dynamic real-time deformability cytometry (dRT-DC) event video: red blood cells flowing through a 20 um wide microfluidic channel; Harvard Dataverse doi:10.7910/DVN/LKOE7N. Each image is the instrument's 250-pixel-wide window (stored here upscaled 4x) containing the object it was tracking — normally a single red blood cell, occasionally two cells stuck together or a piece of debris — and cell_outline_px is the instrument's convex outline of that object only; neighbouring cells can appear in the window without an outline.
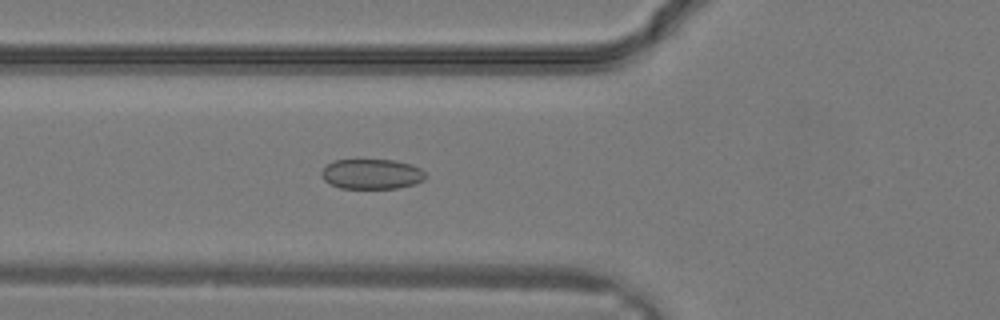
{"species": "common noctule bat (a hibernating species)", "species_latin": "Nyctalus noctula", "temperature_condition": "warm", "stored_images_in_passage": 16, "camera_frame_rate_fps": 3000, "um_per_image_px": 0.085, "animal": {"sex": "male", "body_mass_g": 19.2, "forearm_length_mm": 51.8}, "frame": {"image": 1, "passage_image": 12, "time_ms": 3.667, "image_size_px": [1000, 320], "cell_outline_px": [[424, 180], [416, 184], [396, 188], [340, 188], [324, 180], [320, 176], [320, 172], [328, 164], [336, 160], [392, 160], [412, 164], [420, 168], [424, 172]], "centroid_in_image_um": [31.59, 14.79], "position_along_channel_um": 94.2, "area_um2": 18.15}}
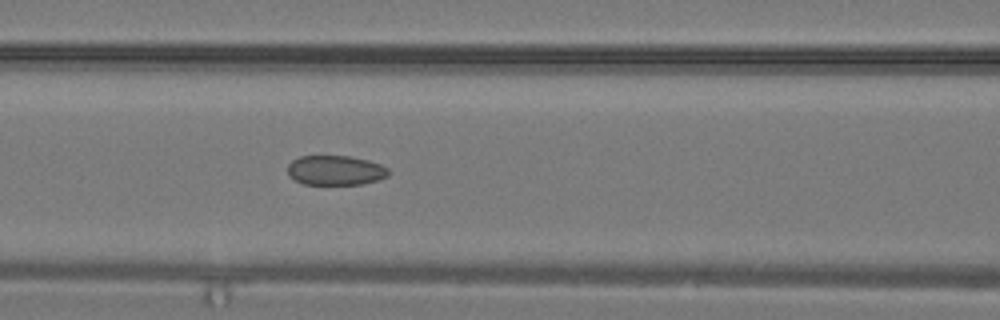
{"frame": {"image": 2, "passage_image": 14, "time_ms": 4.333, "image_size_px": [1000, 320], "cell_outline_px": [[388, 176], [376, 180], [360, 184], [304, 184], [288, 176], [288, 164], [292, 160], [300, 156], [348, 156], [368, 160], [380, 164], [388, 168]], "centroid_in_image_um": [28.49, 14.47], "position_along_channel_um": 138.1, "area_um2": 17.34}}
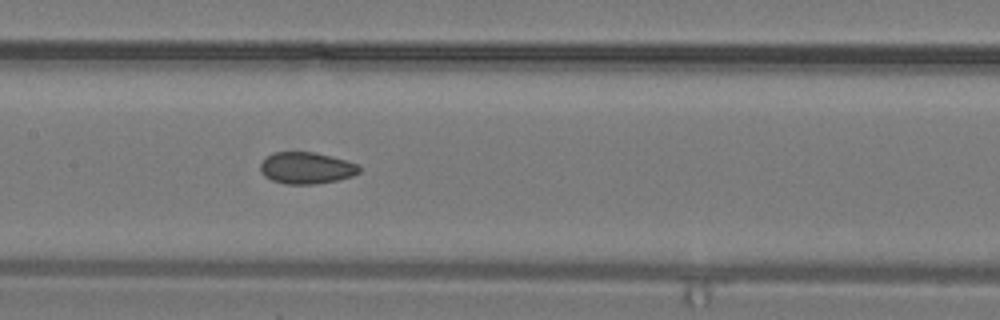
{"frame": {"image": 3, "passage_image": 16, "time_ms": 5.0, "image_size_px": [1000, 320], "cell_outline_px": [[360, 172], [352, 176], [336, 180], [312, 184], [288, 184], [272, 180], [264, 176], [260, 172], [260, 164], [268, 156], [276, 152], [312, 152], [344, 160], [356, 164], [360, 168]], "centroid_in_image_um": [26.01, 14.29], "position_along_channel_um": 181.4, "area_um2": 17.86}}